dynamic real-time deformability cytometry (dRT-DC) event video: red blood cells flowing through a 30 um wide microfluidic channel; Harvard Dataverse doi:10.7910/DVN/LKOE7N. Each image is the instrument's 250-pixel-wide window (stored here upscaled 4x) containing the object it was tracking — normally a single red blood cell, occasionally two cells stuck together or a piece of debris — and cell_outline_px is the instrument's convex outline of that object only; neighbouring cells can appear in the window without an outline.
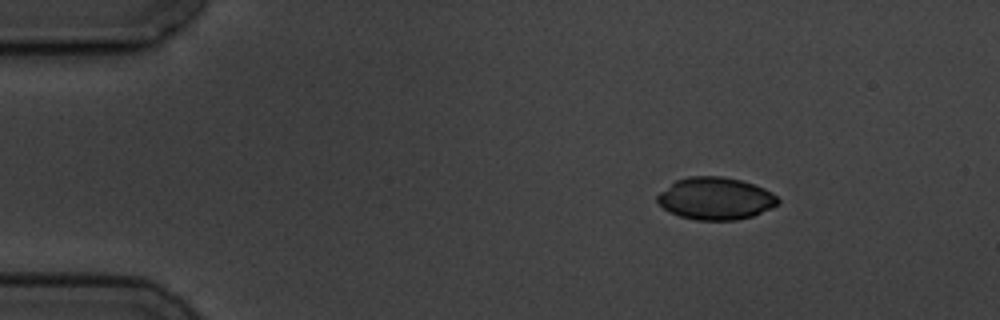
{"species": "common noctule bat (a hibernating species)", "species_latin": "Nyctalus noctula", "temperature_condition": "cold", "stored_images_in_passage": 4, "segment_of_instrument_passage": [1, 2], "camera_frame_rate_fps": 3000, "um_per_image_px": 0.085, "animal": {"sex": "male", "body_mass_g": 19.5, "forearm_length_mm": 54.6}, "frame": {"image": 1, "passage_image": 1, "time_ms": 0.0, "image_size_px": [1000, 320], "cell_outline_px": [[780, 204], [772, 208], [752, 216], [736, 220], [696, 220], [680, 216], [668, 212], [656, 200], [656, 196], [660, 192], [676, 180], [688, 176], [720, 176], [740, 180], [764, 188], [772, 192], [780, 200]], "centroid_in_image_um": [60.83, 16.88], "position_along_channel_um": 24.2, "area_um2": 29.77}}